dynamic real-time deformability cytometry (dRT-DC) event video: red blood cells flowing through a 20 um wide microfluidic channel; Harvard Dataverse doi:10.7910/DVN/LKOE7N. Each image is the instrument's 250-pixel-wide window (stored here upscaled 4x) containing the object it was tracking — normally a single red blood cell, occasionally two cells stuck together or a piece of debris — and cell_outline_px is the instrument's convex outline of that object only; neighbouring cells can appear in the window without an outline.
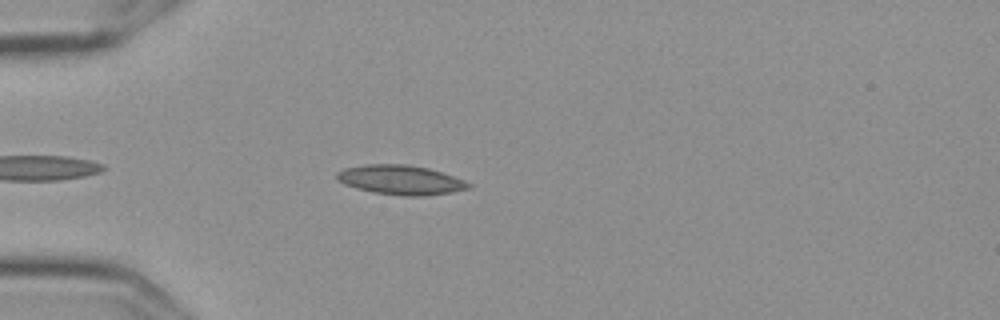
{"species": "Egyptian fruit bat (a non-hibernating species)", "species_latin": "Rousettus aegyptiacus", "temperature_condition": "cold", "stored_images_in_passage": 23, "camera_frame_rate_fps": 3000, "um_per_image_px": 0.085, "frame": {"image": 1, "passage_image": 7, "time_ms": 2.0, "image_size_px": [1000, 320], "cell_outline_px": [[472, 184], [468, 188], [452, 192], [420, 196], [404, 196], [372, 192], [356, 188], [344, 184], [336, 180], [336, 172], [344, 168], [364, 164], [404, 164], [428, 168], [464, 180]], "centroid_in_image_um": [33.99, 15.29], "position_along_channel_um": 51.0, "area_um2": 22.54}}
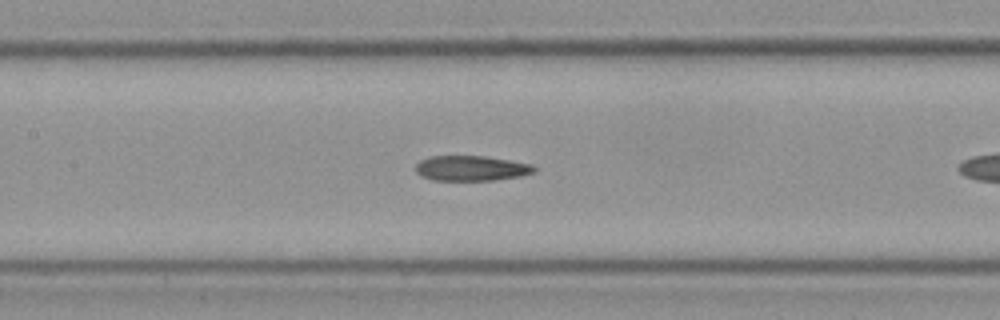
{"frame": {"image": 2, "passage_image": 14, "time_ms": 4.333, "image_size_px": [1000, 320], "cell_outline_px": [[536, 172], [520, 176], [492, 180], [432, 180], [416, 172], [416, 164], [420, 160], [428, 156], [484, 156], [532, 164], [536, 168]], "centroid_in_image_um": [40.06, 14.29], "position_along_channel_um": 167.3, "area_um2": 17.28}}
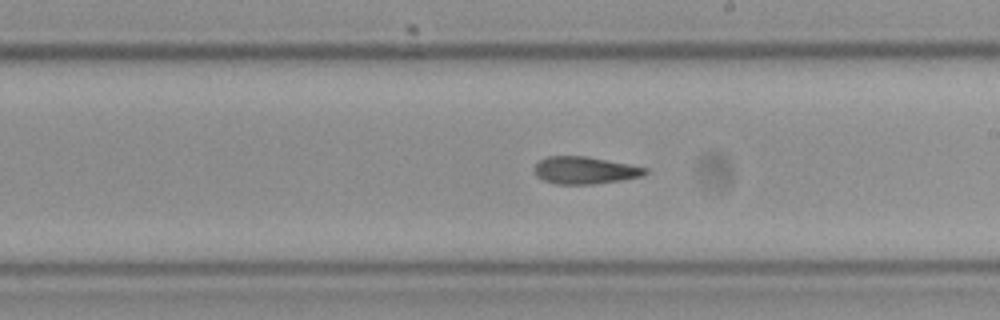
{"frame": {"image": 3, "passage_image": 20, "time_ms": 6.333, "image_size_px": [1000, 320], "cell_outline_px": [[648, 172], [640, 176], [620, 180], [592, 184], [556, 184], [544, 180], [536, 176], [532, 168], [540, 160], [548, 156], [588, 156], [648, 168]], "centroid_in_image_um": [49.67, 14.47], "position_along_channel_um": 239.3, "area_um2": 17.57}}